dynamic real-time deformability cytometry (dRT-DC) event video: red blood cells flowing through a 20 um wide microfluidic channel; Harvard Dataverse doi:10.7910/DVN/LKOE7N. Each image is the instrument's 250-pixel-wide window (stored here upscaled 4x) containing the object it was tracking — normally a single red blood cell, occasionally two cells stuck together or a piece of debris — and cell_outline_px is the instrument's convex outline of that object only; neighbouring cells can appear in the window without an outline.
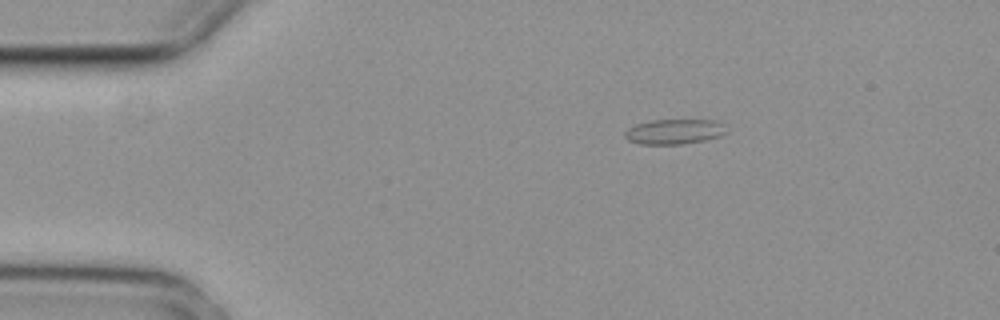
{"species": "common noctule bat (a hibernating species)", "species_latin": "Nyctalus noctula", "temperature_condition": "cold", "stored_images_in_passage": 6, "camera_frame_rate_fps": 3000, "um_per_image_px": 0.085, "animal": {"sex": "female", "body_mass_g": 29.2, "forearm_length_mm": 56.3}, "frame": {"image": 1, "passage_image": 2, "time_ms": 0.333, "image_size_px": [1000, 320], "cell_outline_px": [[728, 132], [720, 136], [704, 140], [680, 144], [640, 144], [628, 140], [624, 136], [624, 132], [628, 128], [636, 124], [652, 120], [716, 120]], "centroid_in_image_um": [57.28, 11.19], "position_along_channel_um": 27.7, "area_um2": 14.68}}
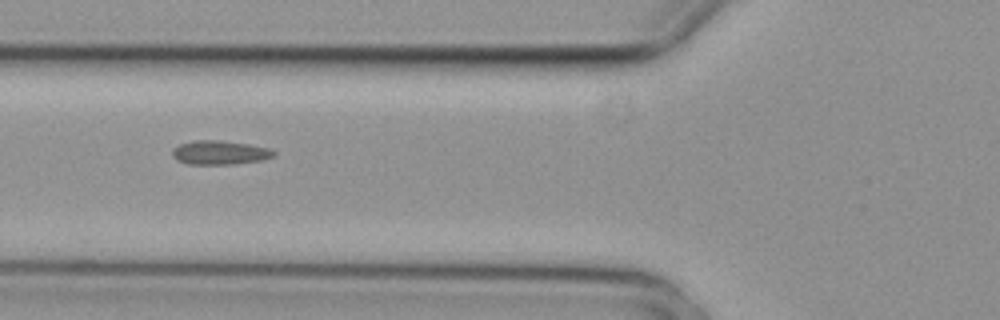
{"frame": {"image": 2, "passage_image": 5, "time_ms": 1.333, "image_size_px": [1000, 320], "cell_outline_px": [[276, 152], [272, 156], [260, 160], [232, 164], [188, 164], [176, 160], [172, 156], [172, 148], [180, 144], [192, 140], [220, 140], [248, 144], [268, 148]], "centroid_in_image_um": [18.61, 12.96], "position_along_channel_um": 107.2, "area_um2": 14.1}}
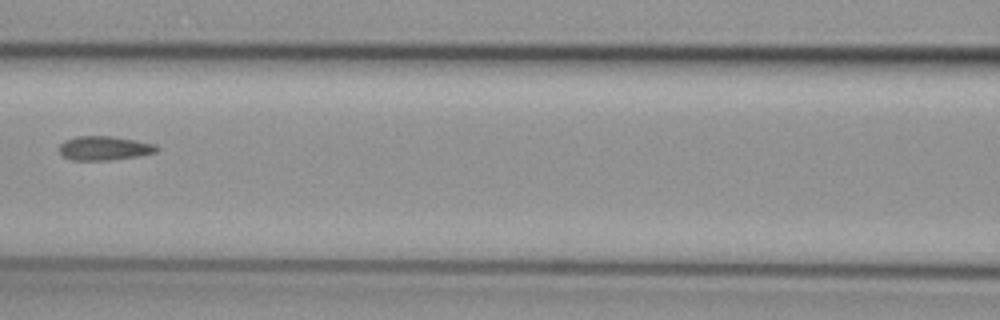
{"frame": {"image": 3, "passage_image": 6, "time_ms": 1.667, "image_size_px": [1000, 320], "cell_outline_px": [[160, 148], [156, 152], [140, 156], [112, 160], [72, 160], [64, 156], [60, 152], [60, 144], [64, 140], [76, 136], [112, 136], [156, 144]], "centroid_in_image_um": [8.89, 12.59], "position_along_channel_um": 157.7, "area_um2": 13.76}}